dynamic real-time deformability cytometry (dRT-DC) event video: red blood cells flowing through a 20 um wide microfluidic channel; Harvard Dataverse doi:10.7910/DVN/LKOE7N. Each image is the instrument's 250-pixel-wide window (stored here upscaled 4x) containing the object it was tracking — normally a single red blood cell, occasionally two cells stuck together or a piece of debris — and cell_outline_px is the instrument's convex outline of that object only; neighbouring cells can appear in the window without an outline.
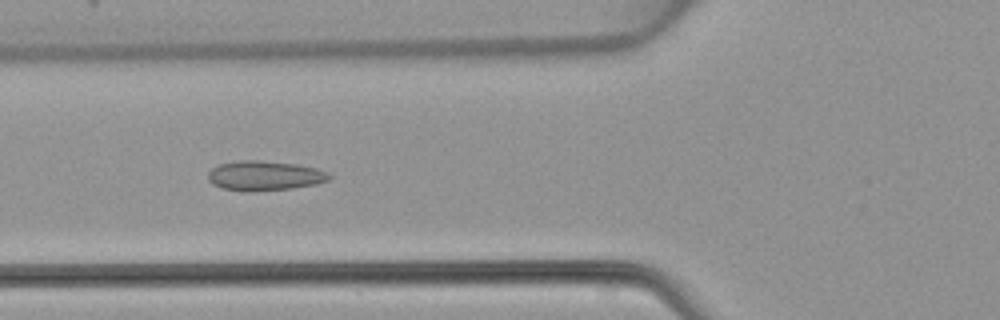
{"species": "common noctule bat (a hibernating species)", "species_latin": "Nyctalus noctula", "temperature_condition": "warm", "stored_images_in_passage": 48, "camera_frame_rate_fps": 3000, "um_per_image_px": 0.085, "animal": {"sex": "female", "body_mass_g": 22.7, "forearm_length_mm": 54.2}, "frame": {"image": 1, "passage_image": 18, "time_ms": 5.667, "image_size_px": [1000, 320], "cell_outline_px": [[332, 176], [328, 180], [316, 184], [292, 188], [252, 192], [224, 188], [212, 184], [208, 180], [208, 172], [212, 168], [220, 164], [240, 160], [260, 160], [296, 164], [316, 168], [328, 172]], "centroid_in_image_um": [22.49, 14.93], "position_along_channel_um": 103.3, "area_um2": 20.98}}
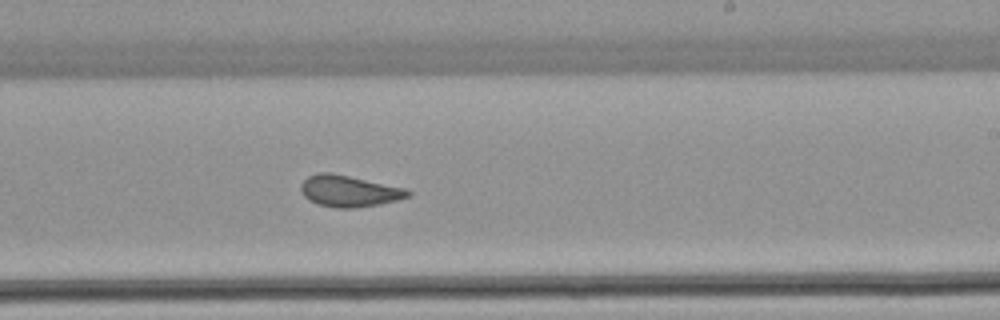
{"frame": {"image": 2, "passage_image": 29, "time_ms": 9.333, "image_size_px": [1000, 320], "cell_outline_px": [[412, 196], [380, 204], [356, 208], [336, 208], [316, 204], [308, 200], [304, 196], [300, 188], [300, 184], [308, 176], [320, 172], [332, 172], [408, 188], [412, 192]], "centroid_in_image_um": [29.69, 16.24], "position_along_channel_um": 259.3, "area_um2": 20.0}}
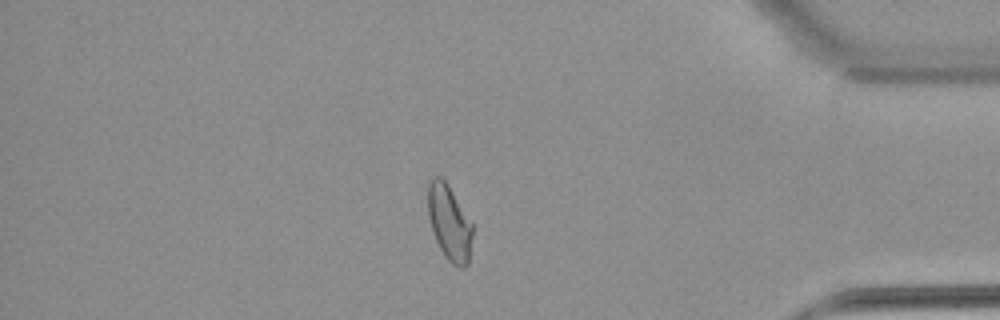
{"frame": {"image": 3, "passage_image": 41, "time_ms": 13.333, "image_size_px": [1000, 320], "cell_outline_px": [[472, 236], [468, 264], [464, 268], [460, 268], [452, 264], [448, 260], [440, 248], [432, 232], [428, 216], [428, 184], [432, 176], [440, 176], [448, 184], [472, 220]], "centroid_in_image_um": [38.2, 18.91], "position_along_channel_um": 397.0, "area_um2": 19.83}}